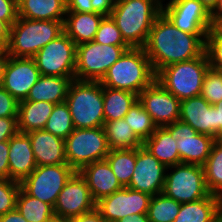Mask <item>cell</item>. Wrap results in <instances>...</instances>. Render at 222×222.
<instances>
[{
    "mask_svg": "<svg viewBox=\"0 0 222 222\" xmlns=\"http://www.w3.org/2000/svg\"><path fill=\"white\" fill-rule=\"evenodd\" d=\"M207 35L184 32L161 13L153 23L143 49L157 73L171 64L199 57L205 51Z\"/></svg>",
    "mask_w": 222,
    "mask_h": 222,
    "instance_id": "1",
    "label": "cell"
},
{
    "mask_svg": "<svg viewBox=\"0 0 222 222\" xmlns=\"http://www.w3.org/2000/svg\"><path fill=\"white\" fill-rule=\"evenodd\" d=\"M162 7L155 0H115L110 16L131 48H143Z\"/></svg>",
    "mask_w": 222,
    "mask_h": 222,
    "instance_id": "2",
    "label": "cell"
},
{
    "mask_svg": "<svg viewBox=\"0 0 222 222\" xmlns=\"http://www.w3.org/2000/svg\"><path fill=\"white\" fill-rule=\"evenodd\" d=\"M155 80L156 73L145 50L130 48L108 69L100 83L139 95Z\"/></svg>",
    "mask_w": 222,
    "mask_h": 222,
    "instance_id": "3",
    "label": "cell"
},
{
    "mask_svg": "<svg viewBox=\"0 0 222 222\" xmlns=\"http://www.w3.org/2000/svg\"><path fill=\"white\" fill-rule=\"evenodd\" d=\"M64 20H32L18 17L10 27L7 53L16 58H33L50 41L64 32Z\"/></svg>",
    "mask_w": 222,
    "mask_h": 222,
    "instance_id": "4",
    "label": "cell"
},
{
    "mask_svg": "<svg viewBox=\"0 0 222 222\" xmlns=\"http://www.w3.org/2000/svg\"><path fill=\"white\" fill-rule=\"evenodd\" d=\"M74 128H98L105 122L103 112V85L100 81L74 79L65 100Z\"/></svg>",
    "mask_w": 222,
    "mask_h": 222,
    "instance_id": "5",
    "label": "cell"
},
{
    "mask_svg": "<svg viewBox=\"0 0 222 222\" xmlns=\"http://www.w3.org/2000/svg\"><path fill=\"white\" fill-rule=\"evenodd\" d=\"M210 67L204 51L192 60L171 64L156 73V80L180 101L199 96L206 71Z\"/></svg>",
    "mask_w": 222,
    "mask_h": 222,
    "instance_id": "6",
    "label": "cell"
},
{
    "mask_svg": "<svg viewBox=\"0 0 222 222\" xmlns=\"http://www.w3.org/2000/svg\"><path fill=\"white\" fill-rule=\"evenodd\" d=\"M130 48L129 45L98 44L95 41L76 45L75 79L101 81L108 69Z\"/></svg>",
    "mask_w": 222,
    "mask_h": 222,
    "instance_id": "7",
    "label": "cell"
},
{
    "mask_svg": "<svg viewBox=\"0 0 222 222\" xmlns=\"http://www.w3.org/2000/svg\"><path fill=\"white\" fill-rule=\"evenodd\" d=\"M162 193L177 202H194L208 197L202 165L179 163L166 169Z\"/></svg>",
    "mask_w": 222,
    "mask_h": 222,
    "instance_id": "8",
    "label": "cell"
},
{
    "mask_svg": "<svg viewBox=\"0 0 222 222\" xmlns=\"http://www.w3.org/2000/svg\"><path fill=\"white\" fill-rule=\"evenodd\" d=\"M109 152L103 127L75 128L65 139V157L75 171L87 164L104 160Z\"/></svg>",
    "mask_w": 222,
    "mask_h": 222,
    "instance_id": "9",
    "label": "cell"
},
{
    "mask_svg": "<svg viewBox=\"0 0 222 222\" xmlns=\"http://www.w3.org/2000/svg\"><path fill=\"white\" fill-rule=\"evenodd\" d=\"M75 172L69 164L37 166L20 185L28 195L54 207L58 194Z\"/></svg>",
    "mask_w": 222,
    "mask_h": 222,
    "instance_id": "10",
    "label": "cell"
},
{
    "mask_svg": "<svg viewBox=\"0 0 222 222\" xmlns=\"http://www.w3.org/2000/svg\"><path fill=\"white\" fill-rule=\"evenodd\" d=\"M33 59L41 75L75 77L76 44L65 32L39 50Z\"/></svg>",
    "mask_w": 222,
    "mask_h": 222,
    "instance_id": "11",
    "label": "cell"
},
{
    "mask_svg": "<svg viewBox=\"0 0 222 222\" xmlns=\"http://www.w3.org/2000/svg\"><path fill=\"white\" fill-rule=\"evenodd\" d=\"M162 13L178 29L190 34H208L212 28L210 13L199 0H167Z\"/></svg>",
    "mask_w": 222,
    "mask_h": 222,
    "instance_id": "12",
    "label": "cell"
},
{
    "mask_svg": "<svg viewBox=\"0 0 222 222\" xmlns=\"http://www.w3.org/2000/svg\"><path fill=\"white\" fill-rule=\"evenodd\" d=\"M164 128L176 140L181 163L204 165L215 138L198 133L190 125L178 120Z\"/></svg>",
    "mask_w": 222,
    "mask_h": 222,
    "instance_id": "13",
    "label": "cell"
},
{
    "mask_svg": "<svg viewBox=\"0 0 222 222\" xmlns=\"http://www.w3.org/2000/svg\"><path fill=\"white\" fill-rule=\"evenodd\" d=\"M96 208L85 179L76 171L58 194L53 207L55 218L70 220Z\"/></svg>",
    "mask_w": 222,
    "mask_h": 222,
    "instance_id": "14",
    "label": "cell"
},
{
    "mask_svg": "<svg viewBox=\"0 0 222 222\" xmlns=\"http://www.w3.org/2000/svg\"><path fill=\"white\" fill-rule=\"evenodd\" d=\"M151 195L128 187L96 202V209L106 222H117L132 214H147Z\"/></svg>",
    "mask_w": 222,
    "mask_h": 222,
    "instance_id": "15",
    "label": "cell"
},
{
    "mask_svg": "<svg viewBox=\"0 0 222 222\" xmlns=\"http://www.w3.org/2000/svg\"><path fill=\"white\" fill-rule=\"evenodd\" d=\"M138 100L157 127L167 126L180 119L181 101L157 80L138 95Z\"/></svg>",
    "mask_w": 222,
    "mask_h": 222,
    "instance_id": "16",
    "label": "cell"
},
{
    "mask_svg": "<svg viewBox=\"0 0 222 222\" xmlns=\"http://www.w3.org/2000/svg\"><path fill=\"white\" fill-rule=\"evenodd\" d=\"M166 167L143 145L136 148L135 168L128 188L151 196L162 193Z\"/></svg>",
    "mask_w": 222,
    "mask_h": 222,
    "instance_id": "17",
    "label": "cell"
},
{
    "mask_svg": "<svg viewBox=\"0 0 222 222\" xmlns=\"http://www.w3.org/2000/svg\"><path fill=\"white\" fill-rule=\"evenodd\" d=\"M40 76L41 73L33 58L9 56L1 86L20 102L27 98L29 91Z\"/></svg>",
    "mask_w": 222,
    "mask_h": 222,
    "instance_id": "18",
    "label": "cell"
},
{
    "mask_svg": "<svg viewBox=\"0 0 222 222\" xmlns=\"http://www.w3.org/2000/svg\"><path fill=\"white\" fill-rule=\"evenodd\" d=\"M179 120L217 139L216 108L201 95L181 101Z\"/></svg>",
    "mask_w": 222,
    "mask_h": 222,
    "instance_id": "19",
    "label": "cell"
},
{
    "mask_svg": "<svg viewBox=\"0 0 222 222\" xmlns=\"http://www.w3.org/2000/svg\"><path fill=\"white\" fill-rule=\"evenodd\" d=\"M9 179L21 183L37 167L30 137L18 132L9 140Z\"/></svg>",
    "mask_w": 222,
    "mask_h": 222,
    "instance_id": "20",
    "label": "cell"
},
{
    "mask_svg": "<svg viewBox=\"0 0 222 222\" xmlns=\"http://www.w3.org/2000/svg\"><path fill=\"white\" fill-rule=\"evenodd\" d=\"M95 202L123 189L106 159L85 165L79 171Z\"/></svg>",
    "mask_w": 222,
    "mask_h": 222,
    "instance_id": "21",
    "label": "cell"
},
{
    "mask_svg": "<svg viewBox=\"0 0 222 222\" xmlns=\"http://www.w3.org/2000/svg\"><path fill=\"white\" fill-rule=\"evenodd\" d=\"M26 134L30 137L37 166L68 164L64 139L44 129L33 130Z\"/></svg>",
    "mask_w": 222,
    "mask_h": 222,
    "instance_id": "22",
    "label": "cell"
},
{
    "mask_svg": "<svg viewBox=\"0 0 222 222\" xmlns=\"http://www.w3.org/2000/svg\"><path fill=\"white\" fill-rule=\"evenodd\" d=\"M103 17V14L97 12H66L63 22L64 32L76 45L94 41Z\"/></svg>",
    "mask_w": 222,
    "mask_h": 222,
    "instance_id": "23",
    "label": "cell"
},
{
    "mask_svg": "<svg viewBox=\"0 0 222 222\" xmlns=\"http://www.w3.org/2000/svg\"><path fill=\"white\" fill-rule=\"evenodd\" d=\"M75 77H57L41 75L32 86L28 101H45L53 104L65 102L71 82Z\"/></svg>",
    "mask_w": 222,
    "mask_h": 222,
    "instance_id": "24",
    "label": "cell"
},
{
    "mask_svg": "<svg viewBox=\"0 0 222 222\" xmlns=\"http://www.w3.org/2000/svg\"><path fill=\"white\" fill-rule=\"evenodd\" d=\"M54 105L45 101H20L17 117L18 131L28 133L33 130L44 129Z\"/></svg>",
    "mask_w": 222,
    "mask_h": 222,
    "instance_id": "25",
    "label": "cell"
},
{
    "mask_svg": "<svg viewBox=\"0 0 222 222\" xmlns=\"http://www.w3.org/2000/svg\"><path fill=\"white\" fill-rule=\"evenodd\" d=\"M18 17L32 20H64L66 0H17Z\"/></svg>",
    "mask_w": 222,
    "mask_h": 222,
    "instance_id": "26",
    "label": "cell"
},
{
    "mask_svg": "<svg viewBox=\"0 0 222 222\" xmlns=\"http://www.w3.org/2000/svg\"><path fill=\"white\" fill-rule=\"evenodd\" d=\"M143 146L166 168L181 163L176 140L164 127H157Z\"/></svg>",
    "mask_w": 222,
    "mask_h": 222,
    "instance_id": "27",
    "label": "cell"
},
{
    "mask_svg": "<svg viewBox=\"0 0 222 222\" xmlns=\"http://www.w3.org/2000/svg\"><path fill=\"white\" fill-rule=\"evenodd\" d=\"M138 101V95L129 91L103 86V112L105 122L124 119Z\"/></svg>",
    "mask_w": 222,
    "mask_h": 222,
    "instance_id": "28",
    "label": "cell"
},
{
    "mask_svg": "<svg viewBox=\"0 0 222 222\" xmlns=\"http://www.w3.org/2000/svg\"><path fill=\"white\" fill-rule=\"evenodd\" d=\"M218 216V196L210 194L194 202L181 203L173 222H212Z\"/></svg>",
    "mask_w": 222,
    "mask_h": 222,
    "instance_id": "29",
    "label": "cell"
},
{
    "mask_svg": "<svg viewBox=\"0 0 222 222\" xmlns=\"http://www.w3.org/2000/svg\"><path fill=\"white\" fill-rule=\"evenodd\" d=\"M103 129L110 150L139 148L143 145L125 119L104 122Z\"/></svg>",
    "mask_w": 222,
    "mask_h": 222,
    "instance_id": "30",
    "label": "cell"
},
{
    "mask_svg": "<svg viewBox=\"0 0 222 222\" xmlns=\"http://www.w3.org/2000/svg\"><path fill=\"white\" fill-rule=\"evenodd\" d=\"M28 222H50L55 218L51 205L28 195L20 188L15 207Z\"/></svg>",
    "mask_w": 222,
    "mask_h": 222,
    "instance_id": "31",
    "label": "cell"
},
{
    "mask_svg": "<svg viewBox=\"0 0 222 222\" xmlns=\"http://www.w3.org/2000/svg\"><path fill=\"white\" fill-rule=\"evenodd\" d=\"M105 159L120 184L128 187L135 168L136 148L110 150Z\"/></svg>",
    "mask_w": 222,
    "mask_h": 222,
    "instance_id": "32",
    "label": "cell"
},
{
    "mask_svg": "<svg viewBox=\"0 0 222 222\" xmlns=\"http://www.w3.org/2000/svg\"><path fill=\"white\" fill-rule=\"evenodd\" d=\"M205 182L212 195H222V142L215 140L210 154L203 165Z\"/></svg>",
    "mask_w": 222,
    "mask_h": 222,
    "instance_id": "33",
    "label": "cell"
},
{
    "mask_svg": "<svg viewBox=\"0 0 222 222\" xmlns=\"http://www.w3.org/2000/svg\"><path fill=\"white\" fill-rule=\"evenodd\" d=\"M181 203L164 195L156 194L151 197L147 216L149 222H173L179 213Z\"/></svg>",
    "mask_w": 222,
    "mask_h": 222,
    "instance_id": "34",
    "label": "cell"
},
{
    "mask_svg": "<svg viewBox=\"0 0 222 222\" xmlns=\"http://www.w3.org/2000/svg\"><path fill=\"white\" fill-rule=\"evenodd\" d=\"M124 119L142 142L147 140L157 128L139 100L132 105Z\"/></svg>",
    "mask_w": 222,
    "mask_h": 222,
    "instance_id": "35",
    "label": "cell"
},
{
    "mask_svg": "<svg viewBox=\"0 0 222 222\" xmlns=\"http://www.w3.org/2000/svg\"><path fill=\"white\" fill-rule=\"evenodd\" d=\"M74 129L68 105L65 102L55 104L44 130L65 140Z\"/></svg>",
    "mask_w": 222,
    "mask_h": 222,
    "instance_id": "36",
    "label": "cell"
},
{
    "mask_svg": "<svg viewBox=\"0 0 222 222\" xmlns=\"http://www.w3.org/2000/svg\"><path fill=\"white\" fill-rule=\"evenodd\" d=\"M200 95L211 105L222 100V71L208 68L204 75Z\"/></svg>",
    "mask_w": 222,
    "mask_h": 222,
    "instance_id": "37",
    "label": "cell"
},
{
    "mask_svg": "<svg viewBox=\"0 0 222 222\" xmlns=\"http://www.w3.org/2000/svg\"><path fill=\"white\" fill-rule=\"evenodd\" d=\"M94 41L98 44L107 45H128L120 30L117 28L115 21L111 16H104L101 20Z\"/></svg>",
    "mask_w": 222,
    "mask_h": 222,
    "instance_id": "38",
    "label": "cell"
},
{
    "mask_svg": "<svg viewBox=\"0 0 222 222\" xmlns=\"http://www.w3.org/2000/svg\"><path fill=\"white\" fill-rule=\"evenodd\" d=\"M20 188L21 185L17 181L0 179V216L15 209Z\"/></svg>",
    "mask_w": 222,
    "mask_h": 222,
    "instance_id": "39",
    "label": "cell"
},
{
    "mask_svg": "<svg viewBox=\"0 0 222 222\" xmlns=\"http://www.w3.org/2000/svg\"><path fill=\"white\" fill-rule=\"evenodd\" d=\"M205 52L210 67L222 71V39L213 30L206 37Z\"/></svg>",
    "mask_w": 222,
    "mask_h": 222,
    "instance_id": "40",
    "label": "cell"
},
{
    "mask_svg": "<svg viewBox=\"0 0 222 222\" xmlns=\"http://www.w3.org/2000/svg\"><path fill=\"white\" fill-rule=\"evenodd\" d=\"M19 102L0 86V117H18Z\"/></svg>",
    "mask_w": 222,
    "mask_h": 222,
    "instance_id": "41",
    "label": "cell"
},
{
    "mask_svg": "<svg viewBox=\"0 0 222 222\" xmlns=\"http://www.w3.org/2000/svg\"><path fill=\"white\" fill-rule=\"evenodd\" d=\"M17 18V0H0V20L5 21L11 27Z\"/></svg>",
    "mask_w": 222,
    "mask_h": 222,
    "instance_id": "42",
    "label": "cell"
},
{
    "mask_svg": "<svg viewBox=\"0 0 222 222\" xmlns=\"http://www.w3.org/2000/svg\"><path fill=\"white\" fill-rule=\"evenodd\" d=\"M18 132L17 117H0V142L9 141Z\"/></svg>",
    "mask_w": 222,
    "mask_h": 222,
    "instance_id": "43",
    "label": "cell"
},
{
    "mask_svg": "<svg viewBox=\"0 0 222 222\" xmlns=\"http://www.w3.org/2000/svg\"><path fill=\"white\" fill-rule=\"evenodd\" d=\"M9 141L0 142V179H9Z\"/></svg>",
    "mask_w": 222,
    "mask_h": 222,
    "instance_id": "44",
    "label": "cell"
},
{
    "mask_svg": "<svg viewBox=\"0 0 222 222\" xmlns=\"http://www.w3.org/2000/svg\"><path fill=\"white\" fill-rule=\"evenodd\" d=\"M67 12H96L91 0H66Z\"/></svg>",
    "mask_w": 222,
    "mask_h": 222,
    "instance_id": "45",
    "label": "cell"
},
{
    "mask_svg": "<svg viewBox=\"0 0 222 222\" xmlns=\"http://www.w3.org/2000/svg\"><path fill=\"white\" fill-rule=\"evenodd\" d=\"M93 9L104 16H110L115 0H91Z\"/></svg>",
    "mask_w": 222,
    "mask_h": 222,
    "instance_id": "46",
    "label": "cell"
},
{
    "mask_svg": "<svg viewBox=\"0 0 222 222\" xmlns=\"http://www.w3.org/2000/svg\"><path fill=\"white\" fill-rule=\"evenodd\" d=\"M70 222H106L100 212L95 208L90 212L70 219Z\"/></svg>",
    "mask_w": 222,
    "mask_h": 222,
    "instance_id": "47",
    "label": "cell"
},
{
    "mask_svg": "<svg viewBox=\"0 0 222 222\" xmlns=\"http://www.w3.org/2000/svg\"><path fill=\"white\" fill-rule=\"evenodd\" d=\"M10 26L3 20H0V49H6L9 43Z\"/></svg>",
    "mask_w": 222,
    "mask_h": 222,
    "instance_id": "48",
    "label": "cell"
},
{
    "mask_svg": "<svg viewBox=\"0 0 222 222\" xmlns=\"http://www.w3.org/2000/svg\"><path fill=\"white\" fill-rule=\"evenodd\" d=\"M0 222H28L15 208L12 211L0 216Z\"/></svg>",
    "mask_w": 222,
    "mask_h": 222,
    "instance_id": "49",
    "label": "cell"
},
{
    "mask_svg": "<svg viewBox=\"0 0 222 222\" xmlns=\"http://www.w3.org/2000/svg\"><path fill=\"white\" fill-rule=\"evenodd\" d=\"M9 59L6 49H0V86L3 83L5 67Z\"/></svg>",
    "mask_w": 222,
    "mask_h": 222,
    "instance_id": "50",
    "label": "cell"
},
{
    "mask_svg": "<svg viewBox=\"0 0 222 222\" xmlns=\"http://www.w3.org/2000/svg\"><path fill=\"white\" fill-rule=\"evenodd\" d=\"M216 108L217 139L222 134V100L213 105Z\"/></svg>",
    "mask_w": 222,
    "mask_h": 222,
    "instance_id": "51",
    "label": "cell"
},
{
    "mask_svg": "<svg viewBox=\"0 0 222 222\" xmlns=\"http://www.w3.org/2000/svg\"><path fill=\"white\" fill-rule=\"evenodd\" d=\"M210 18L213 26L222 20V0H218L216 7L210 13Z\"/></svg>",
    "mask_w": 222,
    "mask_h": 222,
    "instance_id": "52",
    "label": "cell"
},
{
    "mask_svg": "<svg viewBox=\"0 0 222 222\" xmlns=\"http://www.w3.org/2000/svg\"><path fill=\"white\" fill-rule=\"evenodd\" d=\"M117 222H149L147 214H132Z\"/></svg>",
    "mask_w": 222,
    "mask_h": 222,
    "instance_id": "53",
    "label": "cell"
},
{
    "mask_svg": "<svg viewBox=\"0 0 222 222\" xmlns=\"http://www.w3.org/2000/svg\"><path fill=\"white\" fill-rule=\"evenodd\" d=\"M203 6L211 13L217 5L218 0H199Z\"/></svg>",
    "mask_w": 222,
    "mask_h": 222,
    "instance_id": "54",
    "label": "cell"
},
{
    "mask_svg": "<svg viewBox=\"0 0 222 222\" xmlns=\"http://www.w3.org/2000/svg\"><path fill=\"white\" fill-rule=\"evenodd\" d=\"M212 30L222 39V20L217 22Z\"/></svg>",
    "mask_w": 222,
    "mask_h": 222,
    "instance_id": "55",
    "label": "cell"
},
{
    "mask_svg": "<svg viewBox=\"0 0 222 222\" xmlns=\"http://www.w3.org/2000/svg\"><path fill=\"white\" fill-rule=\"evenodd\" d=\"M218 215L222 218V195L218 196Z\"/></svg>",
    "mask_w": 222,
    "mask_h": 222,
    "instance_id": "56",
    "label": "cell"
},
{
    "mask_svg": "<svg viewBox=\"0 0 222 222\" xmlns=\"http://www.w3.org/2000/svg\"><path fill=\"white\" fill-rule=\"evenodd\" d=\"M50 222H70V220L67 219H60V218H54Z\"/></svg>",
    "mask_w": 222,
    "mask_h": 222,
    "instance_id": "57",
    "label": "cell"
},
{
    "mask_svg": "<svg viewBox=\"0 0 222 222\" xmlns=\"http://www.w3.org/2000/svg\"><path fill=\"white\" fill-rule=\"evenodd\" d=\"M212 222H222V218L218 215Z\"/></svg>",
    "mask_w": 222,
    "mask_h": 222,
    "instance_id": "58",
    "label": "cell"
},
{
    "mask_svg": "<svg viewBox=\"0 0 222 222\" xmlns=\"http://www.w3.org/2000/svg\"><path fill=\"white\" fill-rule=\"evenodd\" d=\"M161 7L164 4L165 0H155ZM164 1V2H163Z\"/></svg>",
    "mask_w": 222,
    "mask_h": 222,
    "instance_id": "59",
    "label": "cell"
},
{
    "mask_svg": "<svg viewBox=\"0 0 222 222\" xmlns=\"http://www.w3.org/2000/svg\"><path fill=\"white\" fill-rule=\"evenodd\" d=\"M218 140H219L220 142H222V134L220 135V137L218 138Z\"/></svg>",
    "mask_w": 222,
    "mask_h": 222,
    "instance_id": "60",
    "label": "cell"
}]
</instances>
